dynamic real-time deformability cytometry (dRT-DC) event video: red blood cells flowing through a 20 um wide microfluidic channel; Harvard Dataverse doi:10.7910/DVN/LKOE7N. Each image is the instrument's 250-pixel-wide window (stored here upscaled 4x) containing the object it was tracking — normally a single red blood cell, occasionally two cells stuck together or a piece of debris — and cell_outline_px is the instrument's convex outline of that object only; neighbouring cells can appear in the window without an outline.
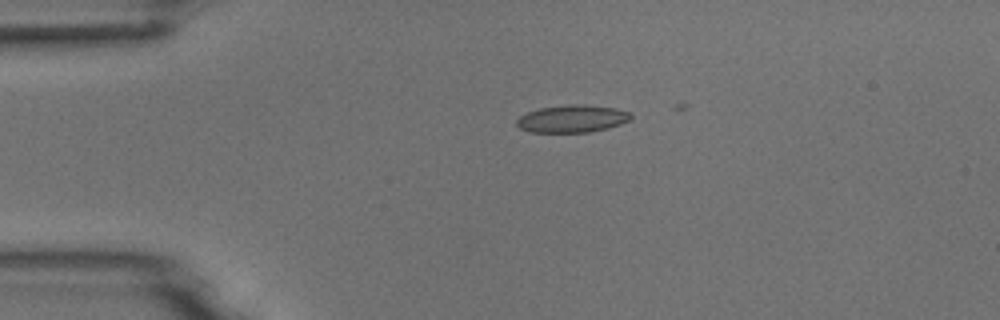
{"species": "common noctule bat (a hibernating species)", "species_latin": "Nyctalus noctula", "temperature_condition": "room temperature", "stored_images_in_passage": 6, "camera_frame_rate_fps": 3000, "um_per_image_px": 0.085, "animal": {"sex": "male", "body_mass_g": 18.8}, "frame": {"image": 1, "passage_image": 4, "time_ms": 3.667, "image_size_px": [1000, 320], "cell_outline_px": [[632, 116], [628, 120], [620, 124], [608, 128], [592, 132], [528, 132], [520, 128], [516, 124], [516, 120], [520, 116], [528, 112], [540, 108], [568, 104], [584, 104], [616, 108], [632, 112]], "centroid_in_image_um": [48.65, 10.09], "position_along_channel_um": 36.4, "area_um2": 18.38}}